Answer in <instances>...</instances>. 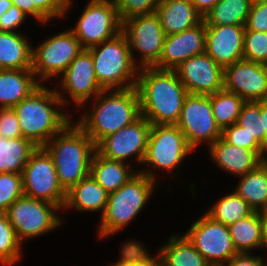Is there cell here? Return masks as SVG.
Wrapping results in <instances>:
<instances>
[{
	"instance_id": "obj_20",
	"label": "cell",
	"mask_w": 267,
	"mask_h": 266,
	"mask_svg": "<svg viewBox=\"0 0 267 266\" xmlns=\"http://www.w3.org/2000/svg\"><path fill=\"white\" fill-rule=\"evenodd\" d=\"M62 78V87L68 90L70 97L78 105L84 104L93 93L96 98L104 90L97 81L93 58L88 49H83L71 62Z\"/></svg>"
},
{
	"instance_id": "obj_23",
	"label": "cell",
	"mask_w": 267,
	"mask_h": 266,
	"mask_svg": "<svg viewBox=\"0 0 267 266\" xmlns=\"http://www.w3.org/2000/svg\"><path fill=\"white\" fill-rule=\"evenodd\" d=\"M155 13L166 36L192 28L203 20L195 6L184 0H162Z\"/></svg>"
},
{
	"instance_id": "obj_47",
	"label": "cell",
	"mask_w": 267,
	"mask_h": 266,
	"mask_svg": "<svg viewBox=\"0 0 267 266\" xmlns=\"http://www.w3.org/2000/svg\"><path fill=\"white\" fill-rule=\"evenodd\" d=\"M219 0H193L197 12L204 17Z\"/></svg>"
},
{
	"instance_id": "obj_35",
	"label": "cell",
	"mask_w": 267,
	"mask_h": 266,
	"mask_svg": "<svg viewBox=\"0 0 267 266\" xmlns=\"http://www.w3.org/2000/svg\"><path fill=\"white\" fill-rule=\"evenodd\" d=\"M237 124L261 145L265 138L263 117H261V101L246 102L242 107Z\"/></svg>"
},
{
	"instance_id": "obj_12",
	"label": "cell",
	"mask_w": 267,
	"mask_h": 266,
	"mask_svg": "<svg viewBox=\"0 0 267 266\" xmlns=\"http://www.w3.org/2000/svg\"><path fill=\"white\" fill-rule=\"evenodd\" d=\"M83 49L71 30L62 32L45 40L36 50L33 49L32 71L43 79L63 74Z\"/></svg>"
},
{
	"instance_id": "obj_21",
	"label": "cell",
	"mask_w": 267,
	"mask_h": 266,
	"mask_svg": "<svg viewBox=\"0 0 267 266\" xmlns=\"http://www.w3.org/2000/svg\"><path fill=\"white\" fill-rule=\"evenodd\" d=\"M32 69H0L1 108H13L41 84Z\"/></svg>"
},
{
	"instance_id": "obj_51",
	"label": "cell",
	"mask_w": 267,
	"mask_h": 266,
	"mask_svg": "<svg viewBox=\"0 0 267 266\" xmlns=\"http://www.w3.org/2000/svg\"><path fill=\"white\" fill-rule=\"evenodd\" d=\"M12 6H13V3L11 0H0V17L5 12H7Z\"/></svg>"
},
{
	"instance_id": "obj_41",
	"label": "cell",
	"mask_w": 267,
	"mask_h": 266,
	"mask_svg": "<svg viewBox=\"0 0 267 266\" xmlns=\"http://www.w3.org/2000/svg\"><path fill=\"white\" fill-rule=\"evenodd\" d=\"M245 30L267 32V1L256 2L251 5Z\"/></svg>"
},
{
	"instance_id": "obj_52",
	"label": "cell",
	"mask_w": 267,
	"mask_h": 266,
	"mask_svg": "<svg viewBox=\"0 0 267 266\" xmlns=\"http://www.w3.org/2000/svg\"><path fill=\"white\" fill-rule=\"evenodd\" d=\"M250 1L253 4V3H256V2H264V1H267V0H250Z\"/></svg>"
},
{
	"instance_id": "obj_14",
	"label": "cell",
	"mask_w": 267,
	"mask_h": 266,
	"mask_svg": "<svg viewBox=\"0 0 267 266\" xmlns=\"http://www.w3.org/2000/svg\"><path fill=\"white\" fill-rule=\"evenodd\" d=\"M193 148L177 125H152L142 163L172 170Z\"/></svg>"
},
{
	"instance_id": "obj_30",
	"label": "cell",
	"mask_w": 267,
	"mask_h": 266,
	"mask_svg": "<svg viewBox=\"0 0 267 266\" xmlns=\"http://www.w3.org/2000/svg\"><path fill=\"white\" fill-rule=\"evenodd\" d=\"M251 5L250 0H219L203 17L205 26L245 25Z\"/></svg>"
},
{
	"instance_id": "obj_8",
	"label": "cell",
	"mask_w": 267,
	"mask_h": 266,
	"mask_svg": "<svg viewBox=\"0 0 267 266\" xmlns=\"http://www.w3.org/2000/svg\"><path fill=\"white\" fill-rule=\"evenodd\" d=\"M84 49L112 39L122 31L114 0H91L71 30Z\"/></svg>"
},
{
	"instance_id": "obj_9",
	"label": "cell",
	"mask_w": 267,
	"mask_h": 266,
	"mask_svg": "<svg viewBox=\"0 0 267 266\" xmlns=\"http://www.w3.org/2000/svg\"><path fill=\"white\" fill-rule=\"evenodd\" d=\"M57 205L47 201L21 196L5 211L18 239L39 236L59 226L60 220L53 212Z\"/></svg>"
},
{
	"instance_id": "obj_43",
	"label": "cell",
	"mask_w": 267,
	"mask_h": 266,
	"mask_svg": "<svg viewBox=\"0 0 267 266\" xmlns=\"http://www.w3.org/2000/svg\"><path fill=\"white\" fill-rule=\"evenodd\" d=\"M34 7L47 19L63 16L71 0H31Z\"/></svg>"
},
{
	"instance_id": "obj_13",
	"label": "cell",
	"mask_w": 267,
	"mask_h": 266,
	"mask_svg": "<svg viewBox=\"0 0 267 266\" xmlns=\"http://www.w3.org/2000/svg\"><path fill=\"white\" fill-rule=\"evenodd\" d=\"M122 32L128 39L134 63L133 48L143 54L142 67H153L159 61L166 35L156 13L125 19L122 21Z\"/></svg>"
},
{
	"instance_id": "obj_25",
	"label": "cell",
	"mask_w": 267,
	"mask_h": 266,
	"mask_svg": "<svg viewBox=\"0 0 267 266\" xmlns=\"http://www.w3.org/2000/svg\"><path fill=\"white\" fill-rule=\"evenodd\" d=\"M21 34L0 31V69H32L33 48Z\"/></svg>"
},
{
	"instance_id": "obj_4",
	"label": "cell",
	"mask_w": 267,
	"mask_h": 266,
	"mask_svg": "<svg viewBox=\"0 0 267 266\" xmlns=\"http://www.w3.org/2000/svg\"><path fill=\"white\" fill-rule=\"evenodd\" d=\"M108 91L103 90L96 97L101 100L95 105L92 115L83 116L77 122L95 145L141 116L140 98L136 87L115 89L107 97H102Z\"/></svg>"
},
{
	"instance_id": "obj_7",
	"label": "cell",
	"mask_w": 267,
	"mask_h": 266,
	"mask_svg": "<svg viewBox=\"0 0 267 266\" xmlns=\"http://www.w3.org/2000/svg\"><path fill=\"white\" fill-rule=\"evenodd\" d=\"M24 195L64 207L66 191L59 184L52 156L38 147L22 171Z\"/></svg>"
},
{
	"instance_id": "obj_29",
	"label": "cell",
	"mask_w": 267,
	"mask_h": 266,
	"mask_svg": "<svg viewBox=\"0 0 267 266\" xmlns=\"http://www.w3.org/2000/svg\"><path fill=\"white\" fill-rule=\"evenodd\" d=\"M235 192L242 197L254 211L267 209V165L241 175Z\"/></svg>"
},
{
	"instance_id": "obj_42",
	"label": "cell",
	"mask_w": 267,
	"mask_h": 266,
	"mask_svg": "<svg viewBox=\"0 0 267 266\" xmlns=\"http://www.w3.org/2000/svg\"><path fill=\"white\" fill-rule=\"evenodd\" d=\"M0 135L4 138L23 137L16 113L13 108L0 107Z\"/></svg>"
},
{
	"instance_id": "obj_34",
	"label": "cell",
	"mask_w": 267,
	"mask_h": 266,
	"mask_svg": "<svg viewBox=\"0 0 267 266\" xmlns=\"http://www.w3.org/2000/svg\"><path fill=\"white\" fill-rule=\"evenodd\" d=\"M21 244L6 213L0 212V262L9 266L17 262L21 257Z\"/></svg>"
},
{
	"instance_id": "obj_36",
	"label": "cell",
	"mask_w": 267,
	"mask_h": 266,
	"mask_svg": "<svg viewBox=\"0 0 267 266\" xmlns=\"http://www.w3.org/2000/svg\"><path fill=\"white\" fill-rule=\"evenodd\" d=\"M243 59L267 65V32L245 30Z\"/></svg>"
},
{
	"instance_id": "obj_24",
	"label": "cell",
	"mask_w": 267,
	"mask_h": 266,
	"mask_svg": "<svg viewBox=\"0 0 267 266\" xmlns=\"http://www.w3.org/2000/svg\"><path fill=\"white\" fill-rule=\"evenodd\" d=\"M109 193L91 176L81 179L66 191L64 207H76L79 211H99L104 214Z\"/></svg>"
},
{
	"instance_id": "obj_17",
	"label": "cell",
	"mask_w": 267,
	"mask_h": 266,
	"mask_svg": "<svg viewBox=\"0 0 267 266\" xmlns=\"http://www.w3.org/2000/svg\"><path fill=\"white\" fill-rule=\"evenodd\" d=\"M223 89L246 102L267 100V65L242 59L227 66Z\"/></svg>"
},
{
	"instance_id": "obj_3",
	"label": "cell",
	"mask_w": 267,
	"mask_h": 266,
	"mask_svg": "<svg viewBox=\"0 0 267 266\" xmlns=\"http://www.w3.org/2000/svg\"><path fill=\"white\" fill-rule=\"evenodd\" d=\"M55 137L53 136L54 140L51 138L44 148L53 158L59 184L68 191L90 175L96 145L78 124L71 125V121Z\"/></svg>"
},
{
	"instance_id": "obj_16",
	"label": "cell",
	"mask_w": 267,
	"mask_h": 266,
	"mask_svg": "<svg viewBox=\"0 0 267 266\" xmlns=\"http://www.w3.org/2000/svg\"><path fill=\"white\" fill-rule=\"evenodd\" d=\"M174 70L188 94L210 95L224 88V68L206 52L190 57Z\"/></svg>"
},
{
	"instance_id": "obj_26",
	"label": "cell",
	"mask_w": 267,
	"mask_h": 266,
	"mask_svg": "<svg viewBox=\"0 0 267 266\" xmlns=\"http://www.w3.org/2000/svg\"><path fill=\"white\" fill-rule=\"evenodd\" d=\"M129 165L110 160L95 151L90 165V175L108 192H114L123 186L132 176ZM128 168V169H127Z\"/></svg>"
},
{
	"instance_id": "obj_39",
	"label": "cell",
	"mask_w": 267,
	"mask_h": 266,
	"mask_svg": "<svg viewBox=\"0 0 267 266\" xmlns=\"http://www.w3.org/2000/svg\"><path fill=\"white\" fill-rule=\"evenodd\" d=\"M162 0H114L121 21L135 16L152 14Z\"/></svg>"
},
{
	"instance_id": "obj_46",
	"label": "cell",
	"mask_w": 267,
	"mask_h": 266,
	"mask_svg": "<svg viewBox=\"0 0 267 266\" xmlns=\"http://www.w3.org/2000/svg\"><path fill=\"white\" fill-rule=\"evenodd\" d=\"M13 3V6L18 7L24 14H30L35 19H38L42 21L43 23H46L48 20L34 7L33 3H31V0H11Z\"/></svg>"
},
{
	"instance_id": "obj_15",
	"label": "cell",
	"mask_w": 267,
	"mask_h": 266,
	"mask_svg": "<svg viewBox=\"0 0 267 266\" xmlns=\"http://www.w3.org/2000/svg\"><path fill=\"white\" fill-rule=\"evenodd\" d=\"M151 126L141 115L133 123L103 138L96 145V151L107 159L121 162L130 155L137 154L139 163L143 162Z\"/></svg>"
},
{
	"instance_id": "obj_53",
	"label": "cell",
	"mask_w": 267,
	"mask_h": 266,
	"mask_svg": "<svg viewBox=\"0 0 267 266\" xmlns=\"http://www.w3.org/2000/svg\"><path fill=\"white\" fill-rule=\"evenodd\" d=\"M184 1H187V2H191V3H193V0H184Z\"/></svg>"
},
{
	"instance_id": "obj_6",
	"label": "cell",
	"mask_w": 267,
	"mask_h": 266,
	"mask_svg": "<svg viewBox=\"0 0 267 266\" xmlns=\"http://www.w3.org/2000/svg\"><path fill=\"white\" fill-rule=\"evenodd\" d=\"M88 50L93 58L97 81L104 90H115V87L117 89L136 87L137 77L135 79L133 76L139 72H135L137 66L132 59L128 39L122 31L112 39L92 46ZM130 77L134 80L131 81Z\"/></svg>"
},
{
	"instance_id": "obj_37",
	"label": "cell",
	"mask_w": 267,
	"mask_h": 266,
	"mask_svg": "<svg viewBox=\"0 0 267 266\" xmlns=\"http://www.w3.org/2000/svg\"><path fill=\"white\" fill-rule=\"evenodd\" d=\"M24 195L21 173H0V212Z\"/></svg>"
},
{
	"instance_id": "obj_40",
	"label": "cell",
	"mask_w": 267,
	"mask_h": 266,
	"mask_svg": "<svg viewBox=\"0 0 267 266\" xmlns=\"http://www.w3.org/2000/svg\"><path fill=\"white\" fill-rule=\"evenodd\" d=\"M227 143L242 147L249 150H254L259 154L260 144L251 138L245 131L244 128L239 126L237 123L228 126L222 130L221 136Z\"/></svg>"
},
{
	"instance_id": "obj_10",
	"label": "cell",
	"mask_w": 267,
	"mask_h": 266,
	"mask_svg": "<svg viewBox=\"0 0 267 266\" xmlns=\"http://www.w3.org/2000/svg\"><path fill=\"white\" fill-rule=\"evenodd\" d=\"M176 125L193 149L200 141L207 140L210 145L222 136V130L212 112L209 95L188 94Z\"/></svg>"
},
{
	"instance_id": "obj_49",
	"label": "cell",
	"mask_w": 267,
	"mask_h": 266,
	"mask_svg": "<svg viewBox=\"0 0 267 266\" xmlns=\"http://www.w3.org/2000/svg\"><path fill=\"white\" fill-rule=\"evenodd\" d=\"M261 117H263V129L265 130V137L267 136V100L261 101Z\"/></svg>"
},
{
	"instance_id": "obj_38",
	"label": "cell",
	"mask_w": 267,
	"mask_h": 266,
	"mask_svg": "<svg viewBox=\"0 0 267 266\" xmlns=\"http://www.w3.org/2000/svg\"><path fill=\"white\" fill-rule=\"evenodd\" d=\"M122 256L120 261L112 266H159L161 260L159 255L155 258H150L146 249L134 241L126 242L121 250Z\"/></svg>"
},
{
	"instance_id": "obj_45",
	"label": "cell",
	"mask_w": 267,
	"mask_h": 266,
	"mask_svg": "<svg viewBox=\"0 0 267 266\" xmlns=\"http://www.w3.org/2000/svg\"><path fill=\"white\" fill-rule=\"evenodd\" d=\"M249 254L250 253H237L227 261L228 265L226 262V265L223 264L221 266H266L261 257H251L252 255Z\"/></svg>"
},
{
	"instance_id": "obj_18",
	"label": "cell",
	"mask_w": 267,
	"mask_h": 266,
	"mask_svg": "<svg viewBox=\"0 0 267 266\" xmlns=\"http://www.w3.org/2000/svg\"><path fill=\"white\" fill-rule=\"evenodd\" d=\"M205 40L206 26L204 20L180 33L167 35L160 59L153 67L174 70L190 57L204 53Z\"/></svg>"
},
{
	"instance_id": "obj_33",
	"label": "cell",
	"mask_w": 267,
	"mask_h": 266,
	"mask_svg": "<svg viewBox=\"0 0 267 266\" xmlns=\"http://www.w3.org/2000/svg\"><path fill=\"white\" fill-rule=\"evenodd\" d=\"M253 212L249 204L234 192L220 199L206 214L213 220L229 226Z\"/></svg>"
},
{
	"instance_id": "obj_31",
	"label": "cell",
	"mask_w": 267,
	"mask_h": 266,
	"mask_svg": "<svg viewBox=\"0 0 267 266\" xmlns=\"http://www.w3.org/2000/svg\"><path fill=\"white\" fill-rule=\"evenodd\" d=\"M238 253H248L252 248L263 247V236L258 211L228 226ZM249 250V251H248Z\"/></svg>"
},
{
	"instance_id": "obj_22",
	"label": "cell",
	"mask_w": 267,
	"mask_h": 266,
	"mask_svg": "<svg viewBox=\"0 0 267 266\" xmlns=\"http://www.w3.org/2000/svg\"><path fill=\"white\" fill-rule=\"evenodd\" d=\"M209 146L211 157L218 166L236 176L245 175L261 164L257 152L231 145L222 137Z\"/></svg>"
},
{
	"instance_id": "obj_50",
	"label": "cell",
	"mask_w": 267,
	"mask_h": 266,
	"mask_svg": "<svg viewBox=\"0 0 267 266\" xmlns=\"http://www.w3.org/2000/svg\"><path fill=\"white\" fill-rule=\"evenodd\" d=\"M265 153L267 154V136L264 138L259 151V160L263 165H267V158L264 156Z\"/></svg>"
},
{
	"instance_id": "obj_27",
	"label": "cell",
	"mask_w": 267,
	"mask_h": 266,
	"mask_svg": "<svg viewBox=\"0 0 267 266\" xmlns=\"http://www.w3.org/2000/svg\"><path fill=\"white\" fill-rule=\"evenodd\" d=\"M159 257L164 266H211L185 235L171 236Z\"/></svg>"
},
{
	"instance_id": "obj_1",
	"label": "cell",
	"mask_w": 267,
	"mask_h": 266,
	"mask_svg": "<svg viewBox=\"0 0 267 266\" xmlns=\"http://www.w3.org/2000/svg\"><path fill=\"white\" fill-rule=\"evenodd\" d=\"M136 89L141 115L152 125H176L188 95L175 70L142 67Z\"/></svg>"
},
{
	"instance_id": "obj_2",
	"label": "cell",
	"mask_w": 267,
	"mask_h": 266,
	"mask_svg": "<svg viewBox=\"0 0 267 266\" xmlns=\"http://www.w3.org/2000/svg\"><path fill=\"white\" fill-rule=\"evenodd\" d=\"M42 84L27 98L20 101L13 110L16 113L23 138L37 147H44L71 121L51 105H62L66 101L55 91Z\"/></svg>"
},
{
	"instance_id": "obj_44",
	"label": "cell",
	"mask_w": 267,
	"mask_h": 266,
	"mask_svg": "<svg viewBox=\"0 0 267 266\" xmlns=\"http://www.w3.org/2000/svg\"><path fill=\"white\" fill-rule=\"evenodd\" d=\"M25 18L26 14H24L18 7L12 6L0 17V31L15 32L12 29L20 26Z\"/></svg>"
},
{
	"instance_id": "obj_48",
	"label": "cell",
	"mask_w": 267,
	"mask_h": 266,
	"mask_svg": "<svg viewBox=\"0 0 267 266\" xmlns=\"http://www.w3.org/2000/svg\"><path fill=\"white\" fill-rule=\"evenodd\" d=\"M259 219L261 222L262 236H263V246H267V209L258 211Z\"/></svg>"
},
{
	"instance_id": "obj_28",
	"label": "cell",
	"mask_w": 267,
	"mask_h": 266,
	"mask_svg": "<svg viewBox=\"0 0 267 266\" xmlns=\"http://www.w3.org/2000/svg\"><path fill=\"white\" fill-rule=\"evenodd\" d=\"M31 141L21 138H4L0 135V173H21L37 149Z\"/></svg>"
},
{
	"instance_id": "obj_11",
	"label": "cell",
	"mask_w": 267,
	"mask_h": 266,
	"mask_svg": "<svg viewBox=\"0 0 267 266\" xmlns=\"http://www.w3.org/2000/svg\"><path fill=\"white\" fill-rule=\"evenodd\" d=\"M184 235L211 266H221L238 253L228 226L207 214L194 222Z\"/></svg>"
},
{
	"instance_id": "obj_32",
	"label": "cell",
	"mask_w": 267,
	"mask_h": 266,
	"mask_svg": "<svg viewBox=\"0 0 267 266\" xmlns=\"http://www.w3.org/2000/svg\"><path fill=\"white\" fill-rule=\"evenodd\" d=\"M212 112L221 130L237 123L246 101L235 93L221 90L209 95Z\"/></svg>"
},
{
	"instance_id": "obj_5",
	"label": "cell",
	"mask_w": 267,
	"mask_h": 266,
	"mask_svg": "<svg viewBox=\"0 0 267 266\" xmlns=\"http://www.w3.org/2000/svg\"><path fill=\"white\" fill-rule=\"evenodd\" d=\"M154 182L152 173L138 172L118 190L109 193L99 235L116 233L134 219L153 193Z\"/></svg>"
},
{
	"instance_id": "obj_19",
	"label": "cell",
	"mask_w": 267,
	"mask_h": 266,
	"mask_svg": "<svg viewBox=\"0 0 267 266\" xmlns=\"http://www.w3.org/2000/svg\"><path fill=\"white\" fill-rule=\"evenodd\" d=\"M245 25L206 26L205 52L226 68L243 59Z\"/></svg>"
}]
</instances>
